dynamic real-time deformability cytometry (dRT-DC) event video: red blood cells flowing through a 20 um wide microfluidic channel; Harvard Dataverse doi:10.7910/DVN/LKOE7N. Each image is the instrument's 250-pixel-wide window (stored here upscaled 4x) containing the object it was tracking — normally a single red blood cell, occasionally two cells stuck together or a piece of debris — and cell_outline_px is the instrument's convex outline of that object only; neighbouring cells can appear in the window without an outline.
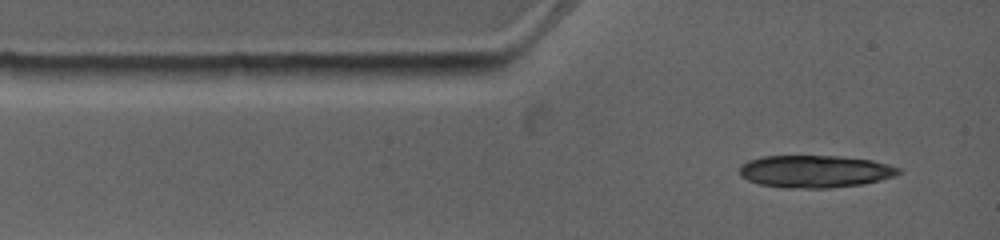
{"species": "common noctule bat (a hibernating species)", "species_latin": "Nyctalus noctula", "temperature_condition": "warm", "stored_images_in_passage": 1, "camera_frame_rate_fps": 4500, "um_per_image_px": 0.085, "animal": {"sex": "female", "body_mass_g": 19.0, "forearm_length_mm": 53.3}, "frame": {"image": 1, "passage_image": 1, "time_ms": 0.0, "image_size_px": [1000, 240], "cell_outline_px": [[900, 172], [896, 176], [864, 184], [828, 188], [788, 188], [760, 184], [748, 180], [740, 176], [740, 164], [748, 160], [764, 156], [840, 156], [872, 160], [888, 164], [900, 168]], "centroid_in_image_um": [69.28, 14.57], "position_along_channel_um": 15.7, "area_um2": 30.11}}